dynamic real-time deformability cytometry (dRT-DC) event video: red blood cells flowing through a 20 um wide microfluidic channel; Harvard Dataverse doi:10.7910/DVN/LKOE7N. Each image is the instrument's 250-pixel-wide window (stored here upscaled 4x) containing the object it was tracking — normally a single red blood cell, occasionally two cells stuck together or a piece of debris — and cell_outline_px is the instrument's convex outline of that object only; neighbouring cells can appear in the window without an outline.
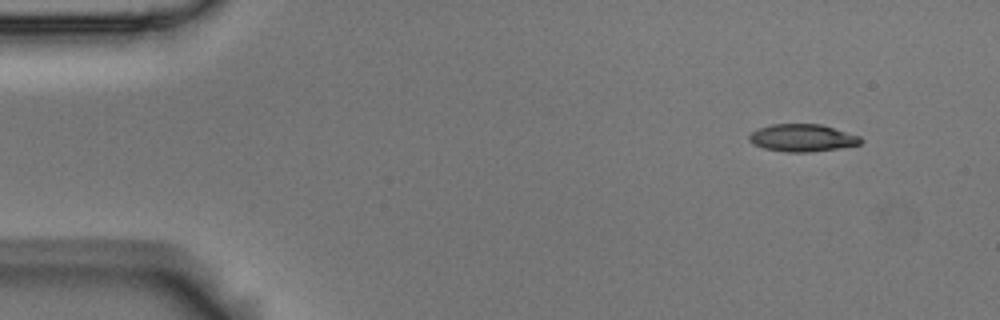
{"species": "Egyptian fruit bat (a non-hibernating species)", "species_latin": "Rousettus aegyptiacus", "temperature_condition": "room temperature", "stored_images_in_passage": 5, "segment_of_instrument_passage": [1, 2], "camera_frame_rate_fps": 3000, "um_per_image_px": 0.085, "animal": {"sex": "male"}, "frame": {"image": 1, "passage_image": 1, "time_ms": 0.0, "image_size_px": [1000, 320], "cell_outline_px": [[864, 140], [860, 144], [840, 148], [808, 152], [788, 152], [764, 148], [752, 144], [748, 140], [748, 136], [756, 128], [772, 124], [820, 124], [860, 136]], "centroid_in_image_um": [68.17, 11.72], "position_along_channel_um": 16.8, "area_um2": 17.86}}
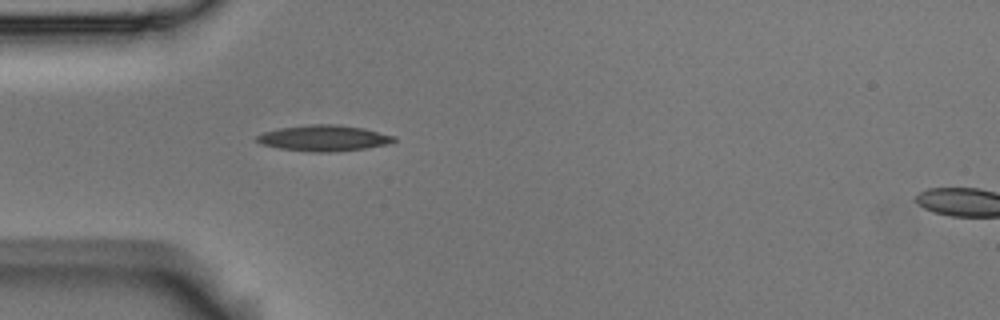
{"frame": {"image": 2, "passage_image": 4, "time_ms": 1.0, "image_size_px": [1000, 320], "cell_outline_px": [[396, 140], [392, 144], [364, 148], [328, 152], [312, 152], [280, 148], [260, 144], [256, 140], [256, 136], [264, 132], [280, 128], [312, 124], [336, 124], [364, 128], [396, 136]], "centroid_in_image_um": [27.56, 11.74], "position_along_channel_um": 57.4, "area_um2": 20.69}}